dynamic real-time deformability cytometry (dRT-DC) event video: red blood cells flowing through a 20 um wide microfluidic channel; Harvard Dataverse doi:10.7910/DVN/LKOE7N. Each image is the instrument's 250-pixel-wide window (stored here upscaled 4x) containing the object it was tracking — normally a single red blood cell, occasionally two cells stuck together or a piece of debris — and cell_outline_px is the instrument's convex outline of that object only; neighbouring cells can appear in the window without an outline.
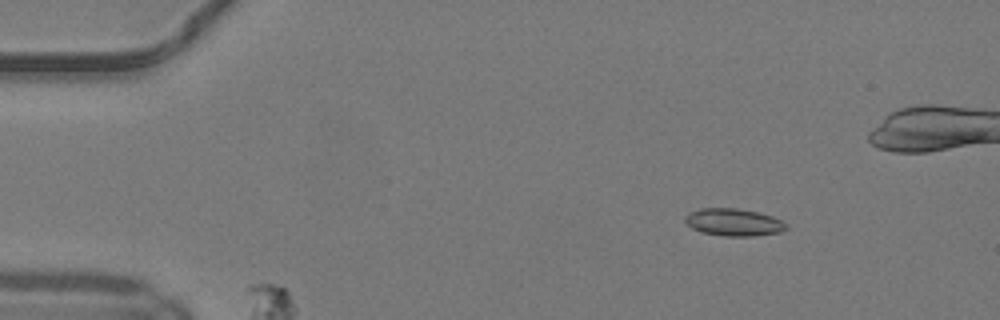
{"species": "common noctule bat (a hibernating species)", "species_latin": "Nyctalus noctula", "temperature_condition": "warm", "stored_images_in_passage": 34, "camera_frame_rate_fps": 3000, "um_per_image_px": 0.085, "animal": {"sex": "male", "body_mass_g": 19.2, "forearm_length_mm": 51.8}, "frame": {"image": 1, "passage_image": 2, "time_ms": 0.333, "image_size_px": [1000, 320], "cell_outline_px": [[788, 228], [780, 232], [752, 236], [724, 236], [700, 232], [692, 228], [684, 220], [684, 216], [688, 212], [700, 208], [736, 208], [756, 212], [772, 216], [788, 224]], "centroid_in_image_um": [62.33, 18.89], "position_along_channel_um": 22.7, "area_um2": 16.18}}
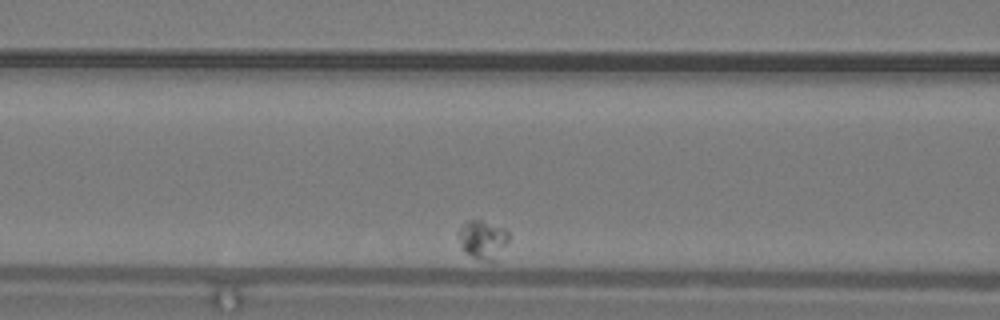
{"frame": {"image": 2, "passage_image": 9, "time_ms": 2.667, "image_size_px": [1000, 320], "cell_outline_px": [[508, 240], [496, 260], [476, 260], [464, 252], [460, 244], [460, 228], [468, 220], [480, 220], [504, 228], [508, 232]], "centroid_in_image_um": [41.03, 20.38], "position_along_channel_um": 125.6, "area_um2": 11.1}}
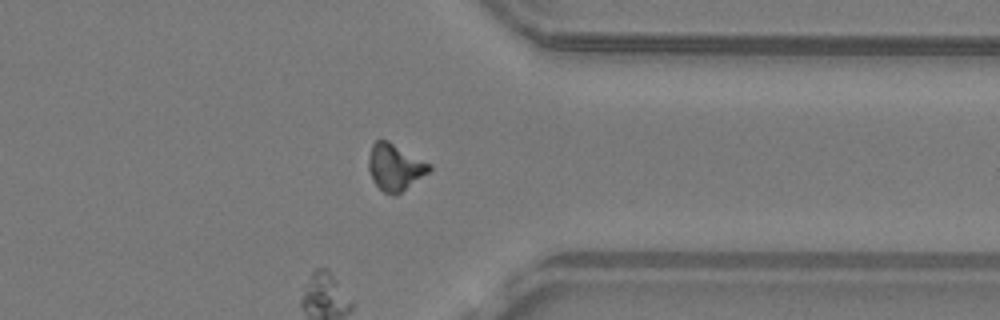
{"frame": {"image": 3, "passage_image": 34, "time_ms": 11.0, "image_size_px": [1000, 320], "cell_outline_px": [[432, 168], [428, 172], [396, 196], [392, 196], [384, 192], [376, 184], [368, 168], [368, 160], [372, 144], [376, 140], [388, 140], [432, 164]], "centroid_in_image_um": [33.58, 14.2], "position_along_channel_um": 377.8, "area_um2": 16.42}}